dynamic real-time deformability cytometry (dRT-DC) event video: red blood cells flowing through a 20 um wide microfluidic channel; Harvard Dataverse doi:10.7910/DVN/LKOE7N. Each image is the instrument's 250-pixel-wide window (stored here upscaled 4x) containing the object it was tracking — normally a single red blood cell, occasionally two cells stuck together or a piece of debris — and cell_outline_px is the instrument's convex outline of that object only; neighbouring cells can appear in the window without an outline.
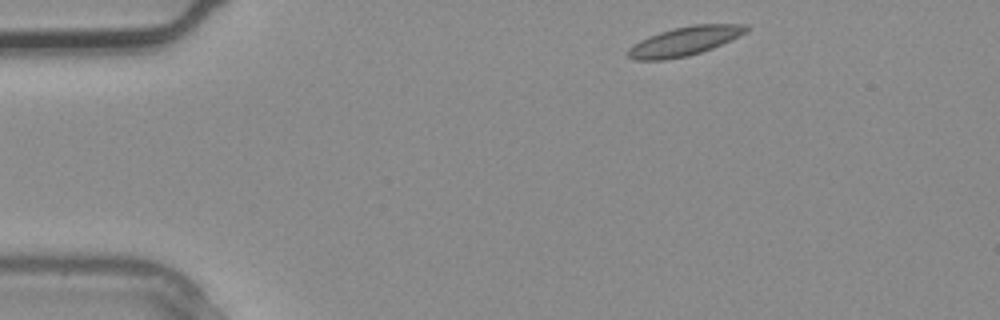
{"species": "common noctule bat (a hibernating species)", "species_latin": "Nyctalus noctula", "temperature_condition": "warm", "stored_images_in_passage": 2, "camera_frame_rate_fps": 3000, "um_per_image_px": 0.085, "animal": {"sex": "male", "body_mass_g": 20.4}, "frame": {"image": 1, "passage_image": 1, "time_ms": 0.0, "image_size_px": [1000, 320], "cell_outline_px": [[748, 28], [744, 32], [712, 48], [688, 56], [664, 60], [632, 60], [628, 56], [628, 48], [640, 40], [648, 36], [660, 32], [692, 24], [748, 24]], "centroid_in_image_um": [58.12, 3.51], "position_along_channel_um": 26.9, "area_um2": 19.59}}